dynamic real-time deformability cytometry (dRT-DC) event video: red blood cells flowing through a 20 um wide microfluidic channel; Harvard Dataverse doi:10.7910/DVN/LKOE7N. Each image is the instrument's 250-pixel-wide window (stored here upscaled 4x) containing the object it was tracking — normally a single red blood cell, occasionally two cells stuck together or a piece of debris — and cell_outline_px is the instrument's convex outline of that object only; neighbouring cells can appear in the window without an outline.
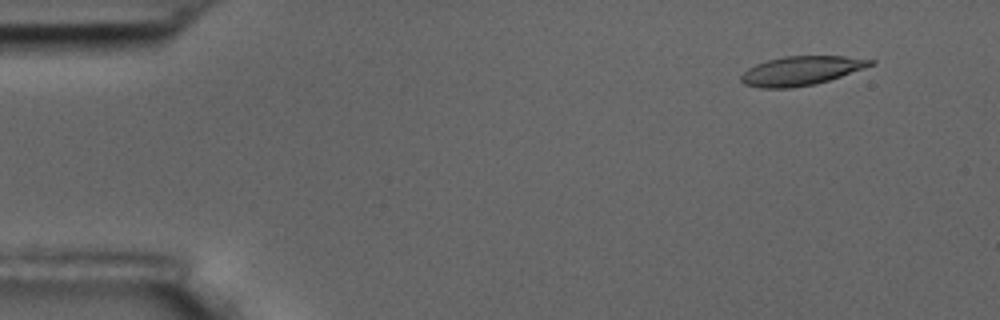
{"species": "common noctule bat (a hibernating species)", "species_latin": "Nyctalus noctula", "temperature_condition": "room temperature", "stored_images_in_passage": 55, "camera_frame_rate_fps": 3000, "um_per_image_px": 0.085, "animal": {"sex": "male", "body_mass_g": 17.5, "forearm_length_mm": 52.3}, "frame": {"image": 1, "passage_image": 5, "time_ms": 1.333, "image_size_px": [1000, 320], "cell_outline_px": [[876, 64], [816, 84], [792, 88], [760, 88], [744, 84], [740, 80], [740, 76], [748, 68], [756, 64], [768, 60], [784, 56], [844, 56], [876, 60]], "centroid_in_image_um": [68.09, 6.01], "position_along_channel_um": 16.9, "area_um2": 21.91}}
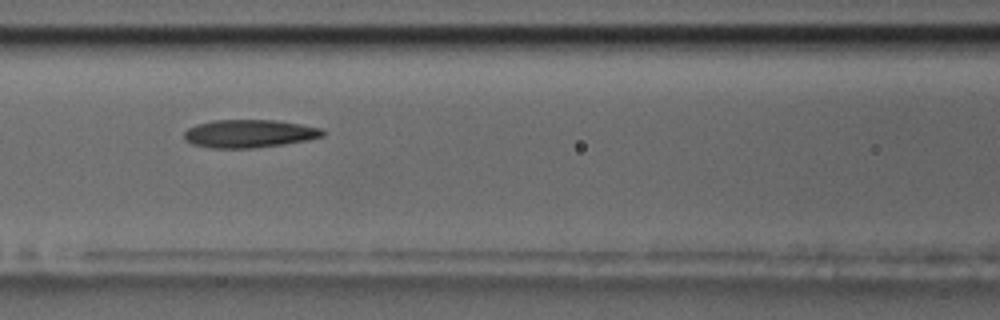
{"frame": {"image": 2, "passage_image": 24, "time_ms": 7.667, "image_size_px": [1000, 320], "cell_outline_px": [[324, 136], [308, 140], [284, 144], [252, 148], [212, 148], [192, 144], [184, 140], [184, 132], [188, 128], [196, 124], [212, 120], [276, 120], [324, 128]], "centroid_in_image_um": [21.18, 11.35], "position_along_channel_um": 145.4, "area_um2": 22.77}}
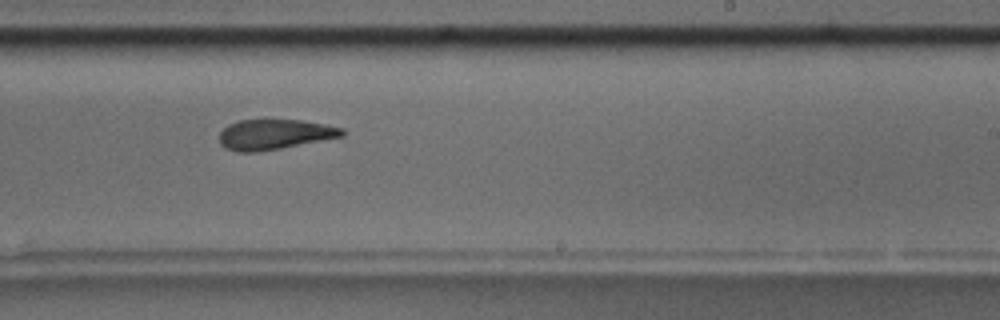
{"frame": {"image": 3, "passage_image": 34, "time_ms": 11.0, "image_size_px": [1000, 320], "cell_outline_px": [[344, 136], [280, 148], [256, 152], [236, 152], [224, 148], [220, 144], [220, 132], [228, 124], [240, 120], [300, 120], [324, 124], [344, 128]], "centroid_in_image_um": [23.31, 11.43], "position_along_channel_um": 265.7, "area_um2": 21.5}, "authors_computed_cell_mechanics": {"area_um2": 22.4842, "velocity_mm_per_s": 3.6272, "shape_relaxation_time_tau1_ms": null, "shape_relaxation_time_tau2_ms": 4.479, "deformation_change_tau1": null, "deformation_change_tau2": 0.1459}}